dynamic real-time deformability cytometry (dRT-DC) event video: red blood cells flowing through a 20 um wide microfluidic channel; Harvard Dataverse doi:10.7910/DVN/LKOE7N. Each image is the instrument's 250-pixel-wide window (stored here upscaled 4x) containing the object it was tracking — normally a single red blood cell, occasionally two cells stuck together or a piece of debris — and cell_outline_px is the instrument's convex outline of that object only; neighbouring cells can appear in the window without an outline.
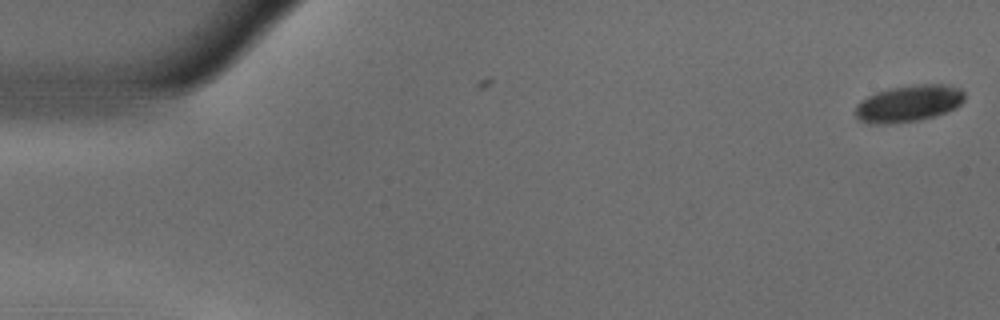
{"species": "common noctule bat (a hibernating species)", "species_latin": "Nyctalus noctula", "temperature_condition": "warm", "stored_images_in_passage": 6, "camera_frame_rate_fps": 3000, "um_per_image_px": 0.085, "animal": {"sex": "male", "body_mass_g": 18.8}, "frame": {"image": 1, "passage_image": 6, "time_ms": 1.667, "image_size_px": [1000, 320], "cell_outline_px": [[964, 100], [956, 108], [948, 112], [936, 116], [920, 120], [888, 124], [868, 124], [860, 120], [856, 116], [856, 104], [860, 100], [876, 92], [888, 88], [912, 84], [944, 84], [960, 88], [964, 92]], "centroid_in_image_um": [77.24, 8.79], "position_along_channel_um": 7.8, "area_um2": 23.76}}